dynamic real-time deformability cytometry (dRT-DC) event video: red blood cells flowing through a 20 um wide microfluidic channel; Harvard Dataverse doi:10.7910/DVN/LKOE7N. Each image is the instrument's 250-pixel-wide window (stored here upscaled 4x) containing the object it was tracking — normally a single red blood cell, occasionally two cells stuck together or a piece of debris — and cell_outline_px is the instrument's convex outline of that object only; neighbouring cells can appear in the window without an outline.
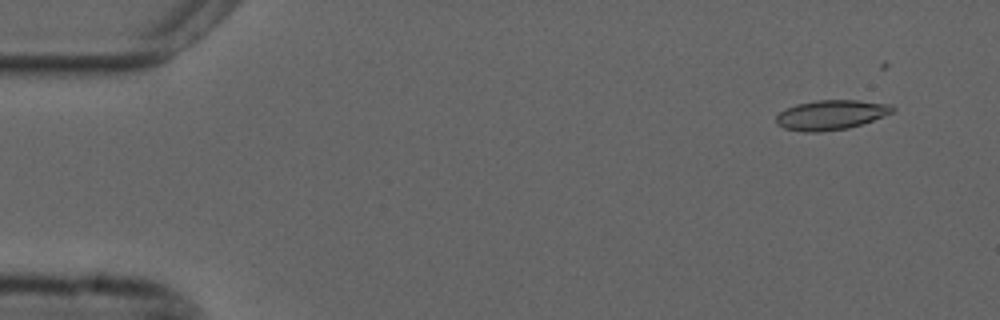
{"species": "common noctule bat (a hibernating species)", "species_latin": "Nyctalus noctula", "temperature_condition": "cold", "stored_images_in_passage": 20, "camera_frame_rate_fps": 3000, "um_per_image_px": 0.085, "animal": {"sex": "male", "forearm_length_mm": 52.5}, "frame": {"image": 1, "passage_image": 4, "time_ms": 1.0, "image_size_px": [1000, 320], "cell_outline_px": [[896, 108], [892, 112], [872, 120], [848, 128], [820, 132], [804, 132], [784, 128], [776, 124], [776, 116], [780, 112], [796, 104], [816, 100], [856, 100], [892, 104]], "centroid_in_image_um": [70.62, 9.76], "position_along_channel_um": 14.4, "area_um2": 20.06}}
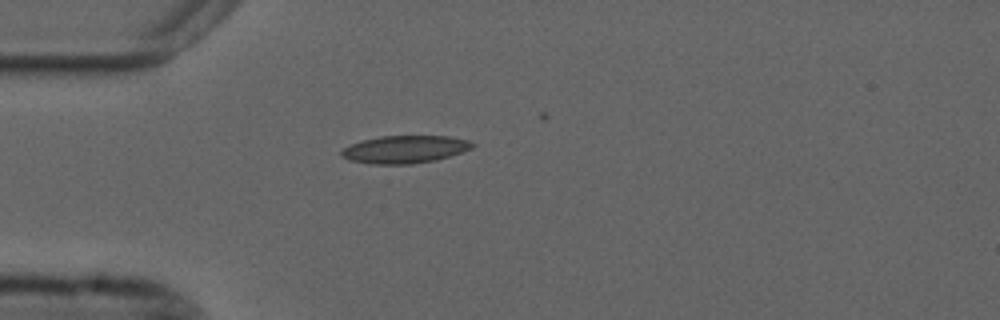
{"frame": {"image": 2, "passage_image": 15, "time_ms": 4.667, "image_size_px": [1000, 320], "cell_outline_px": [[476, 144], [472, 148], [436, 160], [412, 164], [372, 164], [348, 160], [340, 156], [340, 152], [344, 148], [352, 144], [364, 140], [380, 136], [448, 136], [468, 140]], "centroid_in_image_um": [34.39, 12.7], "position_along_channel_um": 50.6, "area_um2": 20.98}}
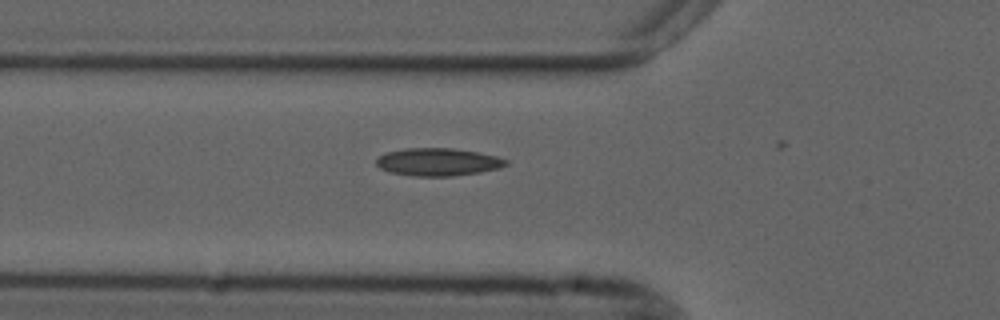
{"frame": {"image": 3, "passage_image": 19, "time_ms": 6.0, "image_size_px": [1000, 320], "cell_outline_px": [[508, 164], [500, 168], [480, 172], [452, 176], [412, 176], [388, 172], [380, 168], [376, 164], [376, 160], [380, 156], [388, 152], [404, 148], [452, 148], [476, 152], [496, 156], [508, 160]], "centroid_in_image_um": [37.22, 13.77], "position_along_channel_um": 88.6, "area_um2": 20.92}}